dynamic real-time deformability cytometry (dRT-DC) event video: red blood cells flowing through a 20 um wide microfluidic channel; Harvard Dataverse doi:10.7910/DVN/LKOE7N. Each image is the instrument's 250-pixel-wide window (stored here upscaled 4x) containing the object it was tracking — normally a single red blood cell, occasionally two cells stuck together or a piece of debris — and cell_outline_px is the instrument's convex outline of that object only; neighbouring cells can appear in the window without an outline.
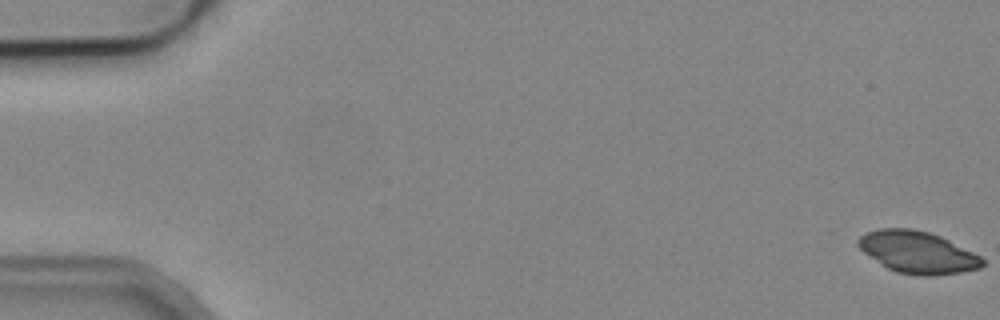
{"species": "common noctule bat (a hibernating species)", "species_latin": "Nyctalus noctula", "temperature_condition": "cold", "stored_images_in_passage": 5, "camera_frame_rate_fps": 3000, "um_per_image_px": 0.085, "animal": {"sex": "male", "body_mass_g": 19.2, "forearm_length_mm": 51.8}, "frame": {"image": 1, "passage_image": 1, "time_ms": 0.0, "image_size_px": [1000, 320], "cell_outline_px": [[984, 264], [980, 268], [960, 272], [932, 276], [920, 276], [896, 272], [888, 268], [864, 252], [856, 244], [856, 240], [860, 236], [868, 232], [880, 228], [912, 228], [928, 232], [940, 236], [980, 256], [984, 260]], "centroid_in_image_um": [77.98, 21.44], "position_along_channel_um": 7.0, "area_um2": 30.11}}